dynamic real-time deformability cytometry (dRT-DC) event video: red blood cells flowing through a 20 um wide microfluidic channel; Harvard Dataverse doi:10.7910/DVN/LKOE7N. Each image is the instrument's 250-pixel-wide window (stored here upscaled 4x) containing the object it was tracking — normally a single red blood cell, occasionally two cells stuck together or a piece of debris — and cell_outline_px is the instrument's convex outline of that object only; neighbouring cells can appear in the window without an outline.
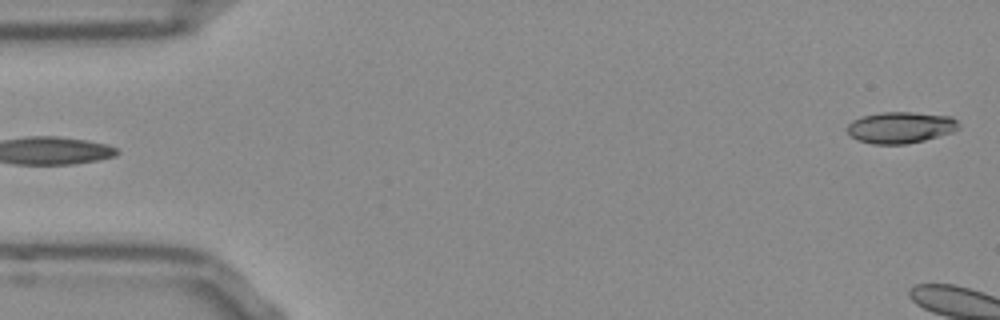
{"species": "Egyptian fruit bat (a non-hibernating species)", "species_latin": "Rousettus aegyptiacus", "temperature_condition": "room temperature", "stored_images_in_passage": 6, "camera_frame_rate_fps": 3000, "um_per_image_px": 0.085, "frame": {"image": 1, "passage_image": 2, "time_ms": 0.333, "image_size_px": [1000, 320], "cell_outline_px": [[960, 128], [952, 132], [924, 140], [904, 144], [872, 144], [860, 140], [852, 136], [848, 132], [848, 124], [852, 120], [864, 116], [880, 112], [912, 112], [952, 116], [960, 124]], "centroid_in_image_um": [76.58, 10.82], "position_along_channel_um": 8.4, "area_um2": 20.29}}